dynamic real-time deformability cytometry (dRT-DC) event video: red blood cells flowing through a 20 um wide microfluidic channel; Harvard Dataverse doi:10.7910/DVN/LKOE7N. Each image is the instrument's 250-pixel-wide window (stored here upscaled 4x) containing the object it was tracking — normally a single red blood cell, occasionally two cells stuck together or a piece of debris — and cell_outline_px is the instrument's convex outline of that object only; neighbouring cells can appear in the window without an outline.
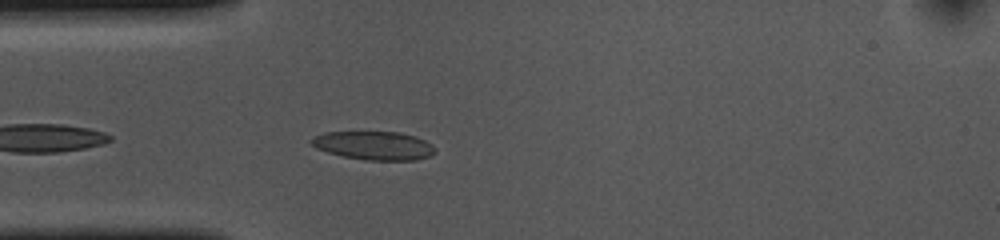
{"species": "common noctule bat (a hibernating species)", "species_latin": "Nyctalus noctula", "temperature_condition": "cold", "stored_images_in_passage": 17, "camera_frame_rate_fps": 3000, "um_per_image_px": 0.085, "animal": {"sex": "female", "body_mass_g": 10.0, "forearm_length_mm": 53.1}, "frame": {"image": 1, "passage_image": 3, "time_ms": 0.667, "image_size_px": [1000, 240], "cell_outline_px": [[436, 152], [428, 156], [416, 160], [364, 160], [344, 156], [328, 152], [316, 148], [308, 140], [312, 136], [324, 132], [400, 132], [416, 136], [432, 144], [436, 148]], "centroid_in_image_um": [31.78, 12.36], "position_along_channel_um": 53.2, "area_um2": 20.69}}
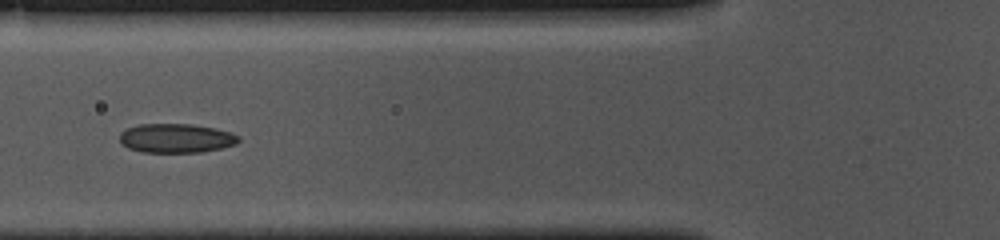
{"frame": {"image": 2, "passage_image": 8, "time_ms": 2.333, "image_size_px": [1000, 240], "cell_outline_px": [[240, 140], [236, 144], [220, 148], [200, 152], [144, 152], [128, 148], [120, 140], [120, 132], [128, 128], [140, 124], [192, 124], [216, 128], [232, 132], [240, 136]], "centroid_in_image_um": [15.01, 11.74], "position_along_channel_um": 110.8, "area_um2": 20.17}}